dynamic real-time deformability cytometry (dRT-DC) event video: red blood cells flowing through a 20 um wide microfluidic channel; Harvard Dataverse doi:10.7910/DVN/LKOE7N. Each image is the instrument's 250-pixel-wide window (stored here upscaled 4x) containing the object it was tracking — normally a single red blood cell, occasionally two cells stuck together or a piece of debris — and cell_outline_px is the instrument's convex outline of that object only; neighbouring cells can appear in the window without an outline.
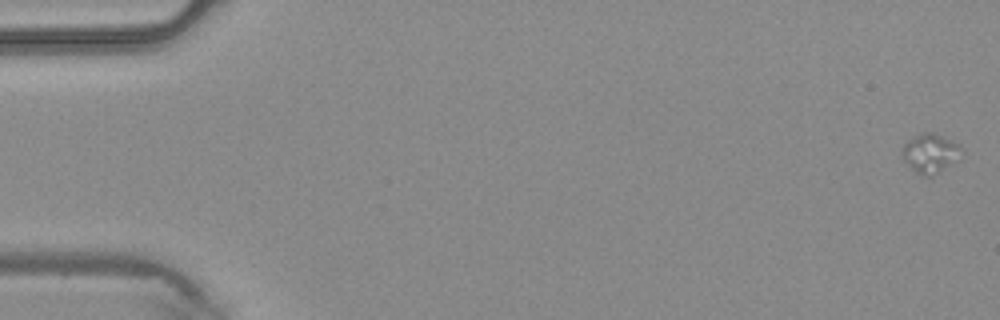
{"species": "common noctule bat (a hibernating species)", "species_latin": "Nyctalus noctula", "temperature_condition": "warm", "stored_images_in_passage": 46, "camera_frame_rate_fps": 3000, "um_per_image_px": 0.085, "animal": {"sex": "male", "body_mass_g": 20.4}, "frame": {"image": 1, "passage_image": 1, "time_ms": 0.0, "image_size_px": [1000, 320], "cell_outline_px": [[964, 152], [932, 176], [924, 176], [916, 172], [900, 156], [900, 152], [904, 144], [908, 140], [924, 132], [932, 132], [960, 144], [964, 148]], "centroid_in_image_um": [79.05, 13.0], "position_along_channel_um": 6.0, "area_um2": 13.24}}
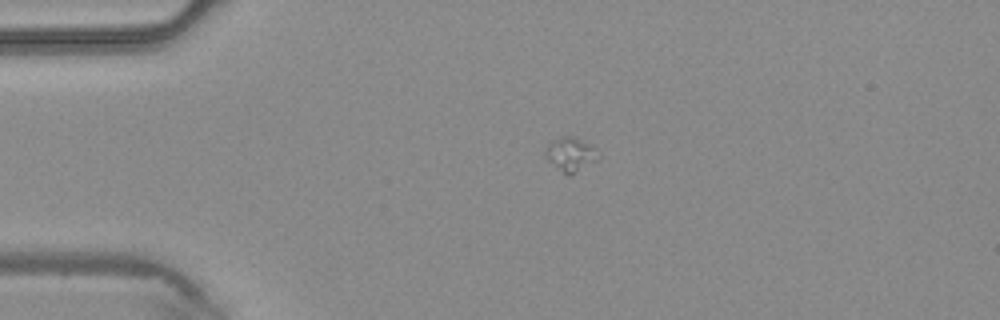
{"frame": {"image": 2, "passage_image": 11, "time_ms": 3.333, "image_size_px": [1000, 320], "cell_outline_px": [[600, 156], [596, 160], [568, 176], [548, 160], [544, 152], [544, 148], [548, 144], [564, 136], [572, 136], [596, 148]], "centroid_in_image_um": [48.5, 13.11], "position_along_channel_um": 36.5, "area_um2": 10.06}}
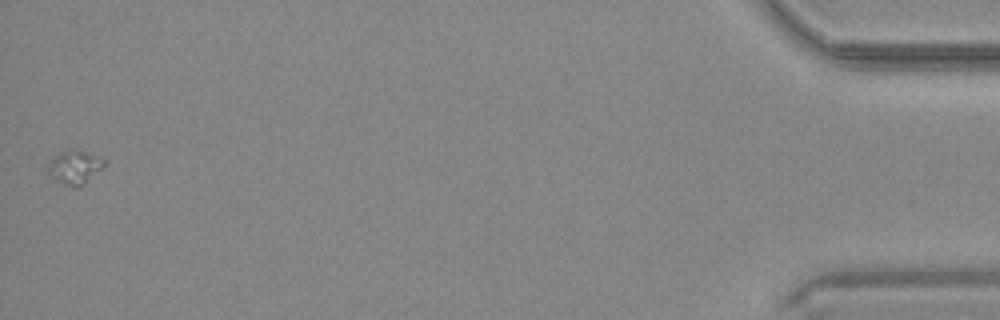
{"frame": {"image": 3, "passage_image": 46, "time_ms": 15.0, "image_size_px": [1000, 320], "cell_outline_px": [[108, 160], [104, 168], [84, 184], [76, 188], [52, 180], [48, 176], [48, 164], [60, 152], [68, 148], [76, 148]], "centroid_in_image_um": [6.38, 14.21], "position_along_channel_um": 428.8, "area_um2": 11.44}}